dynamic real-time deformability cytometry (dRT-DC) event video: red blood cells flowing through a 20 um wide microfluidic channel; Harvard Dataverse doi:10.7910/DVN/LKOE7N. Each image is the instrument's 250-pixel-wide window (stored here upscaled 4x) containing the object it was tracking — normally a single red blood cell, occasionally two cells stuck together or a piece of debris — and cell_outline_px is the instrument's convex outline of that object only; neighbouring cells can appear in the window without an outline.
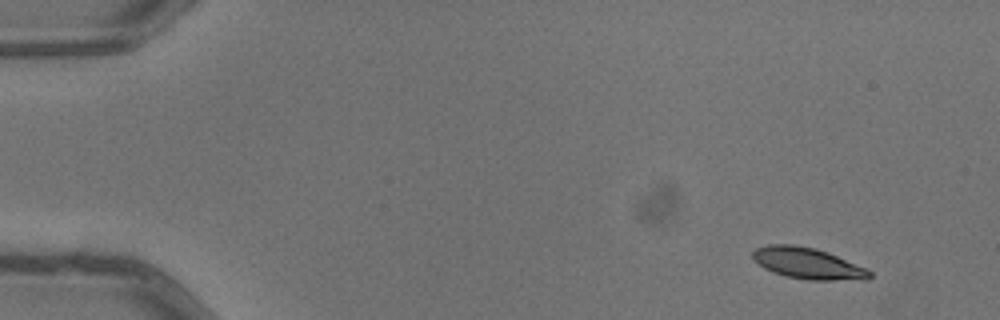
{"species": "common noctule bat (a hibernating species)", "species_latin": "Nyctalus noctula", "temperature_condition": "warm", "stored_images_in_passage": 5, "camera_frame_rate_fps": 3000, "um_per_image_px": 0.085, "animal": {"sex": "male", "body_mass_g": 13.3}, "frame": {"image": 1, "passage_image": 1, "time_ms": 0.0, "image_size_px": [1000, 320], "cell_outline_px": [[872, 276], [868, 280], [808, 280], [784, 276], [772, 272], [764, 268], [752, 260], [752, 252], [756, 248], [768, 244], [792, 244], [816, 248], [828, 252], [868, 268], [872, 272]], "centroid_in_image_um": [68.68, 22.39], "position_along_channel_um": 16.3, "area_um2": 21.73}}
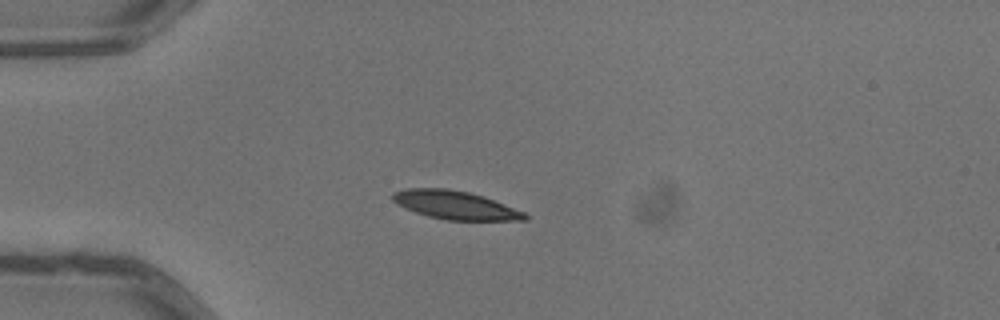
{"frame": {"image": 2, "passage_image": 3, "time_ms": 0.667, "image_size_px": [1000, 320], "cell_outline_px": [[528, 220], [448, 220], [428, 216], [404, 208], [396, 204], [392, 200], [392, 192], [408, 188], [448, 188], [468, 192], [492, 200], [524, 212], [528, 216]], "centroid_in_image_um": [38.63, 17.43], "position_along_channel_um": 46.4, "area_um2": 21.62}}
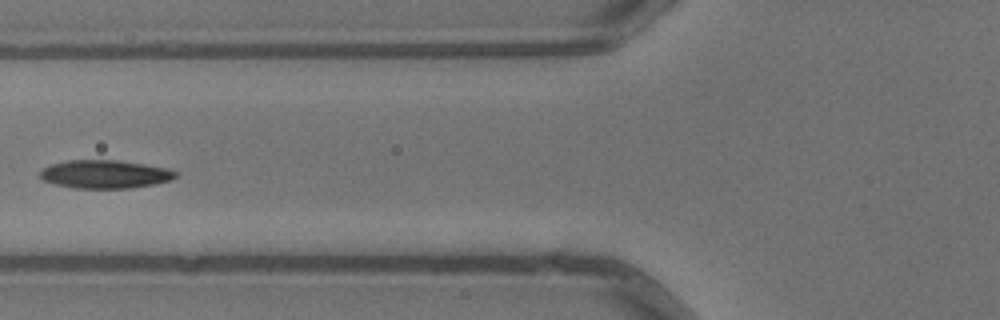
{"frame": {"image": 3, "passage_image": 5, "time_ms": 1.333, "image_size_px": [1000, 320], "cell_outline_px": [[180, 172], [172, 180], [132, 188], [72, 188], [56, 184], [44, 180], [40, 176], [40, 172], [44, 168], [52, 164], [68, 160], [116, 160], [144, 164], [168, 168]], "centroid_in_image_um": [8.96, 14.8], "position_along_channel_um": 116.8, "area_um2": 22.25}}